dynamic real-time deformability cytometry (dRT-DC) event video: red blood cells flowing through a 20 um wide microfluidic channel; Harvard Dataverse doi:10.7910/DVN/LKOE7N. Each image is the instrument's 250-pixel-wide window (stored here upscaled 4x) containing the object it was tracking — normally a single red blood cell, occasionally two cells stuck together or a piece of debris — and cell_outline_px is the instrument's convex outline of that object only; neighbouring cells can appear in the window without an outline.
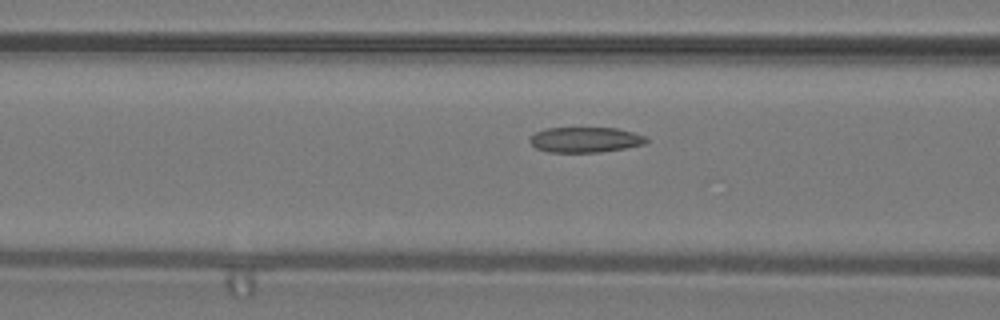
{"species": "common noctule bat (a hibernating species)", "species_latin": "Nyctalus noctula", "temperature_condition": "warm", "stored_images_in_passage": 12, "camera_frame_rate_fps": 3000, "um_per_image_px": 0.085, "animal": {"sex": "male", "body_mass_g": 19.2, "forearm_length_mm": 51.8}, "frame": {"image": 1, "passage_image": 10, "time_ms": 3.0, "image_size_px": [1000, 320], "cell_outline_px": [[648, 140], [644, 144], [624, 148], [600, 152], [548, 152], [536, 148], [528, 140], [536, 132], [544, 128], [616, 128], [648, 136]], "centroid_in_image_um": [49.75, 11.87], "position_along_channel_um": 116.9, "area_um2": 17.17}}